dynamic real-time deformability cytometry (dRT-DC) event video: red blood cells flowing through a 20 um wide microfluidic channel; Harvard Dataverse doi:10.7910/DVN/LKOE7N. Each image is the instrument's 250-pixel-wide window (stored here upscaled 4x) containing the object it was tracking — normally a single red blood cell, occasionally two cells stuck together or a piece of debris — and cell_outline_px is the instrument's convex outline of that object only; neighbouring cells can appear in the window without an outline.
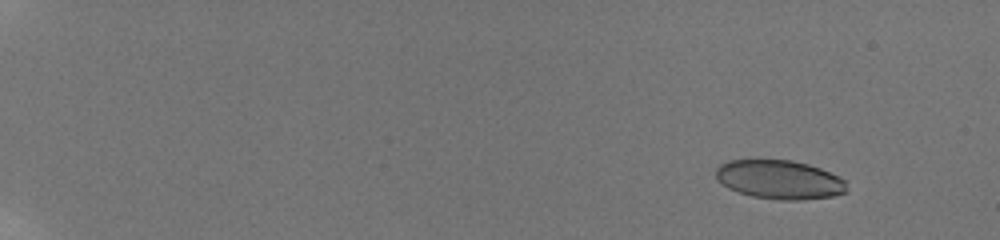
{"species": "human", "species_latin": "Homo sapiens", "temperature_condition": "room temperature", "stored_images_in_passage": 84, "camera_frame_rate_fps": 3000, "um_per_image_px": 0.085, "donor": {"sex": "male"}, "frame": {"image": 1, "passage_image": 3, "time_ms": 0.333, "image_size_px": [1000, 240], "cell_outline_px": [[848, 192], [832, 196], [804, 200], [780, 200], [752, 196], [728, 188], [716, 176], [716, 168], [720, 164], [728, 160], [792, 160], [808, 164], [820, 168], [840, 176], [844, 180]], "centroid_in_image_um": [66.29, 15.26], "position_along_channel_um": 18.7, "area_um2": 29.65}}
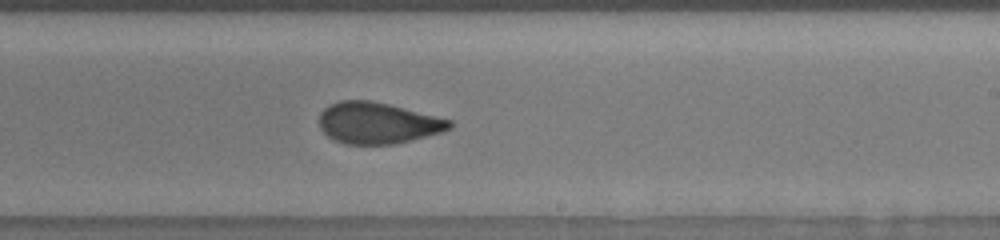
{"frame": {"image": 2, "passage_image": 61, "time_ms": 11.333, "image_size_px": [1000, 240], "cell_outline_px": [[452, 128], [440, 132], [412, 140], [396, 144], [344, 144], [328, 136], [320, 128], [320, 112], [328, 104], [340, 100], [372, 100], [452, 120]], "centroid_in_image_um": [32.08, 10.45], "position_along_channel_um": 256.9, "area_um2": 31.33}}
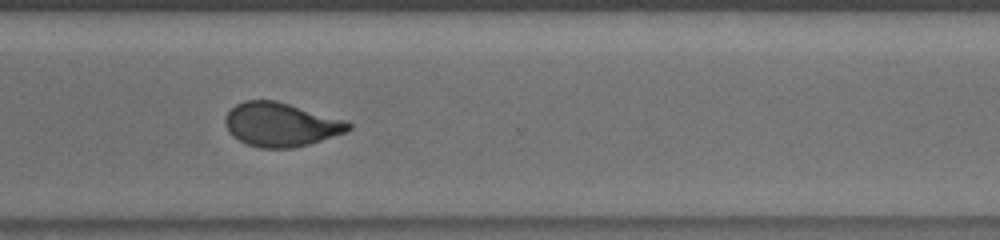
{"frame": {"image": 3, "passage_image": 68, "time_ms": 13.667, "image_size_px": [1000, 240], "cell_outline_px": [[352, 128], [344, 132], [308, 144], [292, 148], [260, 148], [248, 144], [232, 136], [228, 132], [224, 124], [224, 120], [228, 112], [236, 104], [244, 100], [276, 100], [348, 120], [352, 124]], "centroid_in_image_um": [23.86, 10.57], "position_along_channel_um": 346.7, "area_um2": 31.56}, "authors_computed_cell_mechanics": {"area_um2": 31.6744, "velocity_mm_per_s": 3.8639, "shape_relaxation_time_tau1_ms": 6.2711, "shape_relaxation_time_tau2_ms": 1.111, "deformation_change_tau1": 0.1745, "deformation_change_tau2": 0.0751}}